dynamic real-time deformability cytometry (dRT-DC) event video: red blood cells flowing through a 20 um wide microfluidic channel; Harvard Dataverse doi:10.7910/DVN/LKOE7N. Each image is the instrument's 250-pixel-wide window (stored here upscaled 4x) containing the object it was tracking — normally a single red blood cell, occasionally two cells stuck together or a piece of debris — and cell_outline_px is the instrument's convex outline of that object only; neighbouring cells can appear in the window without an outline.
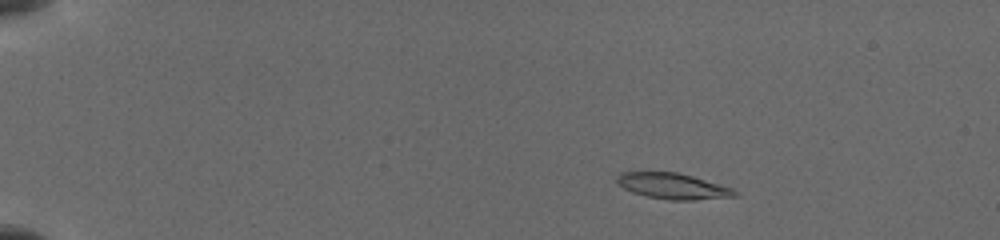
{"species": "common noctule bat (a hibernating species)", "species_latin": "Nyctalus noctula", "temperature_condition": "cold", "stored_images_in_passage": 10, "camera_frame_rate_fps": 3000, "um_per_image_px": 0.085, "animal": {"sex": "female", "body_mass_g": 19.5, "forearm_length_mm": 54.1}, "frame": {"image": 1, "passage_image": 2, "time_ms": 1.0, "image_size_px": [1000, 240], "cell_outline_px": [[740, 192], [736, 196], [692, 200], [668, 200], [644, 196], [632, 192], [624, 188], [616, 180], [616, 176], [620, 172], [676, 172], [692, 176], [732, 188]], "centroid_in_image_um": [57.18, 15.82], "position_along_channel_um": 27.8, "area_um2": 17.69}}
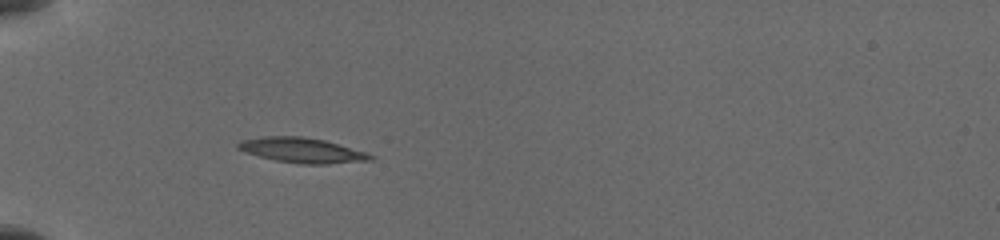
{"frame": {"image": 2, "passage_image": 7, "time_ms": 4.0, "image_size_px": [1000, 240], "cell_outline_px": [[376, 156], [372, 160], [328, 164], [300, 164], [276, 160], [260, 156], [236, 148], [236, 144], [240, 140], [264, 136], [304, 136], [324, 140], [368, 152]], "centroid_in_image_um": [25.71, 12.77], "position_along_channel_um": 59.3, "area_um2": 19.36}}
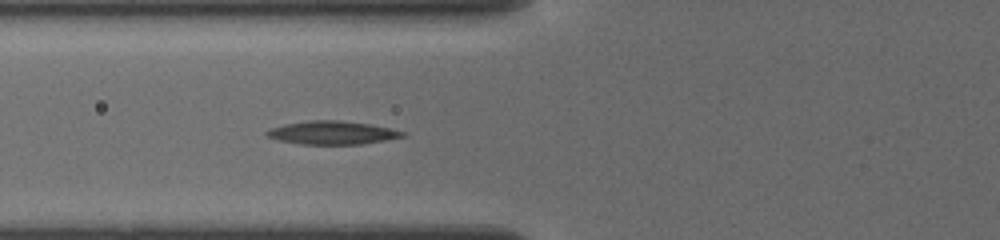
{"frame": {"image": 3, "passage_image": 10, "time_ms": 5.333, "image_size_px": [1000, 240], "cell_outline_px": [[408, 132], [404, 136], [384, 140], [360, 144], [300, 144], [276, 140], [264, 136], [264, 132], [272, 128], [284, 124], [308, 120], [340, 120], [372, 124]], "centroid_in_image_um": [28.2, 11.27], "position_along_channel_um": 97.6, "area_um2": 18.61}}